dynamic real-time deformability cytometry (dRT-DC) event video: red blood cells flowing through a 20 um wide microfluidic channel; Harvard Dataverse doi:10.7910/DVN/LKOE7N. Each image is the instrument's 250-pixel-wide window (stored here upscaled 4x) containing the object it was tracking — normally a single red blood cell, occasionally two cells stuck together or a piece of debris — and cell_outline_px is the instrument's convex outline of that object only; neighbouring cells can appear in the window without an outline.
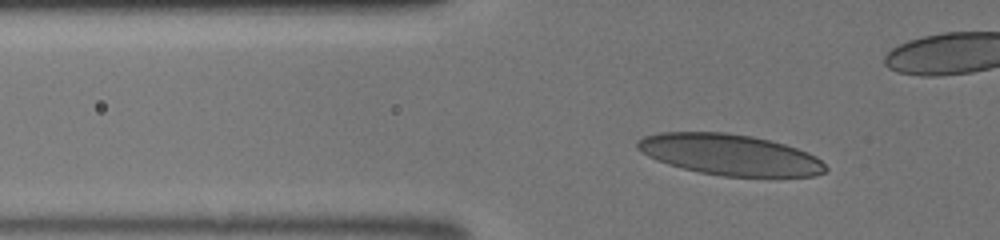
{"species": "human", "species_latin": "Homo sapiens", "temperature_condition": "room temperature", "stored_images_in_passage": 34, "camera_frame_rate_fps": 3000, "um_per_image_px": 0.085, "donor": {"sex": "male"}, "frame": {"image": 1, "passage_image": 8, "time_ms": 2.333, "image_size_px": [1000, 240], "cell_outline_px": [[828, 172], [812, 176], [724, 176], [700, 172], [668, 164], [656, 160], [640, 152], [636, 148], [636, 140], [644, 136], [660, 132], [724, 132], [752, 136], [784, 144], [808, 152], [816, 156], [828, 168]], "centroid_in_image_um": [62.01, 13.14], "position_along_channel_um": 63.8, "area_um2": 44.85}}
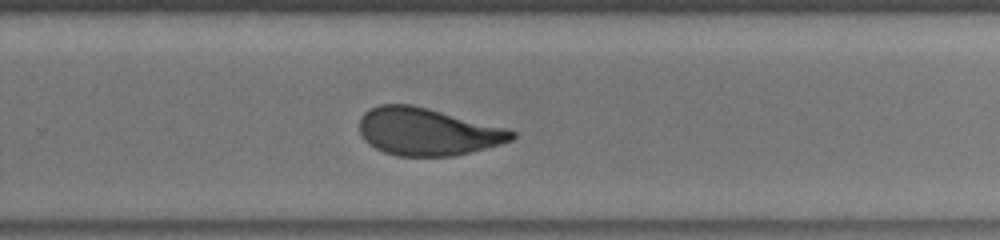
{"frame": {"image": 2, "passage_image": 24, "time_ms": 7.667, "image_size_px": [1000, 240], "cell_outline_px": [[516, 136], [512, 140], [500, 144], [452, 156], [396, 156], [384, 152], [368, 144], [364, 140], [360, 132], [360, 116], [364, 112], [380, 104], [412, 104], [508, 128], [516, 132]], "centroid_in_image_um": [36.32, 11.19], "position_along_channel_um": 293.5, "area_um2": 42.14}}
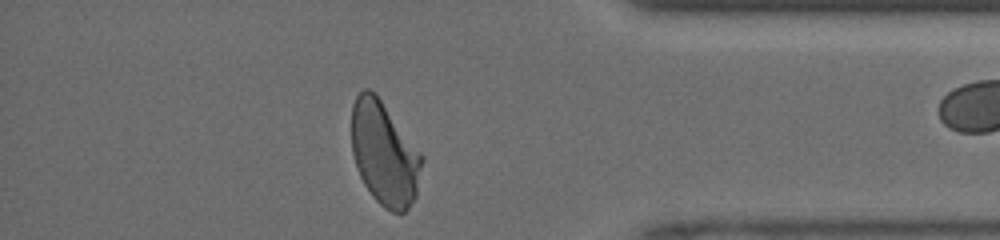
{"frame": {"image": 3, "passage_image": 32, "time_ms": 10.333, "image_size_px": [1000, 240], "cell_outline_px": [[424, 160], [416, 196], [408, 208], [404, 212], [392, 212], [384, 208], [372, 196], [364, 184], [356, 168], [352, 152], [352, 104], [356, 96], [364, 88], [368, 88], [376, 92], [424, 156]], "centroid_in_image_um": [32.68, 13.03], "position_along_channel_um": 402.5, "area_um2": 42.89}}